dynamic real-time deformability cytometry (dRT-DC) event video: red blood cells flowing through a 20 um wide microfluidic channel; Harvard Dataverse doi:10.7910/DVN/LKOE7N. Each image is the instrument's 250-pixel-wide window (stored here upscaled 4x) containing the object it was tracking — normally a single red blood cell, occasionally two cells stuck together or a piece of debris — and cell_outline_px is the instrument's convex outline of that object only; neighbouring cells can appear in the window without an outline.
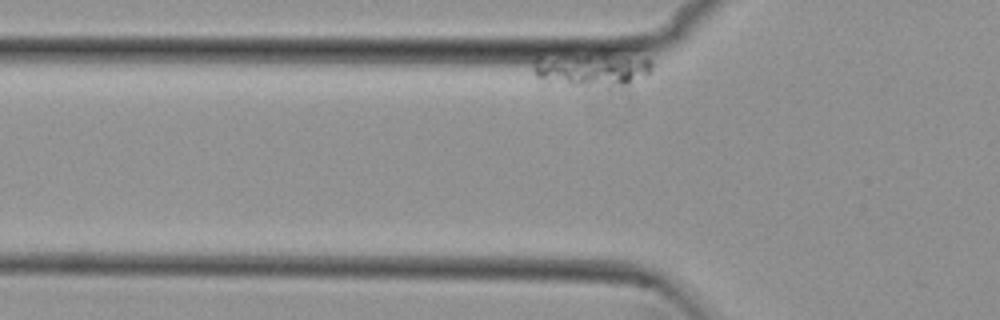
{"species": "common noctule bat (a hibernating species)", "species_latin": "Nyctalus noctula", "temperature_condition": "cold", "stored_images_in_passage": 6, "camera_frame_rate_fps": 3000, "um_per_image_px": 0.085, "animal": {"sex": "female", "body_mass_g": 29.2, "forearm_length_mm": 56.3}, "frame": {"image": 1, "passage_image": 2, "time_ms": 0.333, "image_size_px": [1000, 320], "cell_outline_px": [[652, 68], [644, 76], [628, 84], [612, 88], [540, 88], [532, 72], [532, 60], [536, 56], [604, 52], [652, 60]], "centroid_in_image_um": [50.02, 5.98], "position_along_channel_um": 75.8, "area_um2": 26.13}}